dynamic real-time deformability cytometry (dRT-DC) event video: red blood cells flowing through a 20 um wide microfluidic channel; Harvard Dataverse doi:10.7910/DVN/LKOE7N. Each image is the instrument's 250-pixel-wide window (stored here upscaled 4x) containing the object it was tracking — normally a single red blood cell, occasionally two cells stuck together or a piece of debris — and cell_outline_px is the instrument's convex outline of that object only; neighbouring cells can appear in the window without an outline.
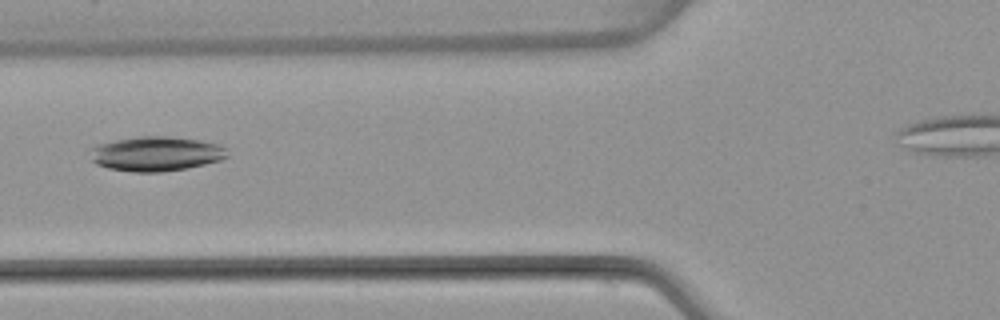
{"species": "common noctule bat (a hibernating species)", "species_latin": "Nyctalus noctula", "temperature_condition": "warm", "stored_images_in_passage": 3, "camera_frame_rate_fps": 3000, "um_per_image_px": 0.085, "animal": {"sex": "female", "body_mass_g": 22.7, "forearm_length_mm": 54.2}, "frame": {"image": 1, "passage_image": 2, "time_ms": 1.333, "image_size_px": [1000, 320], "cell_outline_px": [[228, 156], [220, 160], [188, 168], [160, 172], [132, 172], [108, 168], [96, 164], [92, 160], [88, 148], [100, 144], [116, 140], [140, 136], [168, 136], [196, 140], [220, 144], [224, 148]], "centroid_in_image_um": [13.23, 13.08], "position_along_channel_um": 112.6, "area_um2": 27.57}}
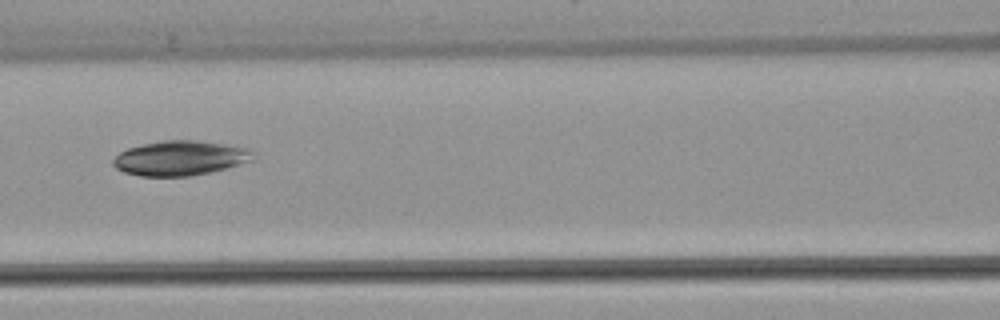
{"frame": {"image": 2, "passage_image": 3, "time_ms": 2.333, "image_size_px": [1000, 320], "cell_outline_px": [[256, 160], [192, 176], [140, 176], [124, 172], [116, 168], [112, 164], [112, 160], [120, 152], [128, 148], [144, 144], [164, 140], [196, 140], [224, 144], [244, 148], [252, 152]], "centroid_in_image_um": [15.29, 13.44], "position_along_channel_um": 151.3, "area_um2": 28.09}}